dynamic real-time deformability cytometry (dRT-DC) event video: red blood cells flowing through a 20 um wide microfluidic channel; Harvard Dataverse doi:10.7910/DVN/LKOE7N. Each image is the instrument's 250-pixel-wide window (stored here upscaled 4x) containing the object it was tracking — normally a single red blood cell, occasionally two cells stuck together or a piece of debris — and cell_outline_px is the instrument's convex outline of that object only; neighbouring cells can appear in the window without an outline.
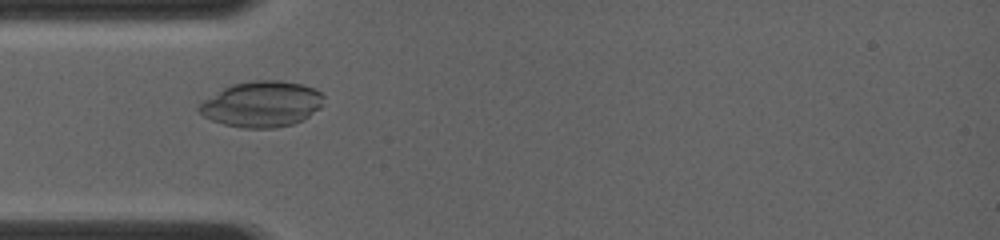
{"species": "common noctule bat (a hibernating species)", "species_latin": "Nyctalus noctula", "temperature_condition": "room temperature", "stored_images_in_passage": 6, "camera_frame_rate_fps": 4000, "um_per_image_px": 0.085, "animal": {"sex": "female", "body_mass_g": 19.0, "forearm_length_mm": 56.7}, "frame": {"image": 1, "passage_image": 2, "time_ms": 0.5, "image_size_px": [1000, 240], "cell_outline_px": [[324, 96], [320, 108], [308, 116], [292, 124], [272, 128], [244, 128], [224, 124], [212, 120], [204, 116], [196, 108], [204, 100], [224, 88], [232, 84], [252, 80], [276, 80], [300, 84], [316, 88]], "centroid_in_image_um": [22.25, 8.84], "position_along_channel_um": 62.7, "area_um2": 32.95}}
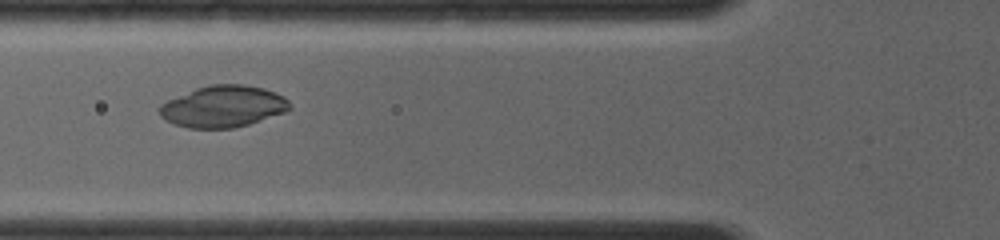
{"frame": {"image": 2, "passage_image": 4, "time_ms": 1.5, "image_size_px": [1000, 240], "cell_outline_px": [[292, 108], [284, 112], [248, 124], [232, 128], [188, 128], [164, 120], [160, 116], [160, 104], [168, 100], [196, 88], [208, 84], [244, 84], [264, 88], [284, 96], [292, 104]], "centroid_in_image_um": [18.98, 9.04], "position_along_channel_um": 106.8, "area_um2": 31.5}}
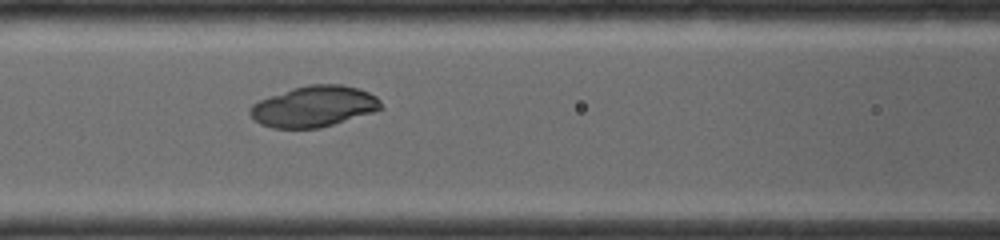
{"frame": {"image": 3, "passage_image": 6, "time_ms": 2.25, "image_size_px": [1000, 240], "cell_outline_px": [[384, 108], [372, 112], [320, 128], [272, 128], [260, 124], [248, 112], [248, 108], [252, 104], [260, 100], [292, 88], [308, 84], [340, 84], [360, 88], [376, 96], [380, 100]], "centroid_in_image_um": [26.69, 9.04], "position_along_channel_um": 139.9, "area_um2": 31.21}}